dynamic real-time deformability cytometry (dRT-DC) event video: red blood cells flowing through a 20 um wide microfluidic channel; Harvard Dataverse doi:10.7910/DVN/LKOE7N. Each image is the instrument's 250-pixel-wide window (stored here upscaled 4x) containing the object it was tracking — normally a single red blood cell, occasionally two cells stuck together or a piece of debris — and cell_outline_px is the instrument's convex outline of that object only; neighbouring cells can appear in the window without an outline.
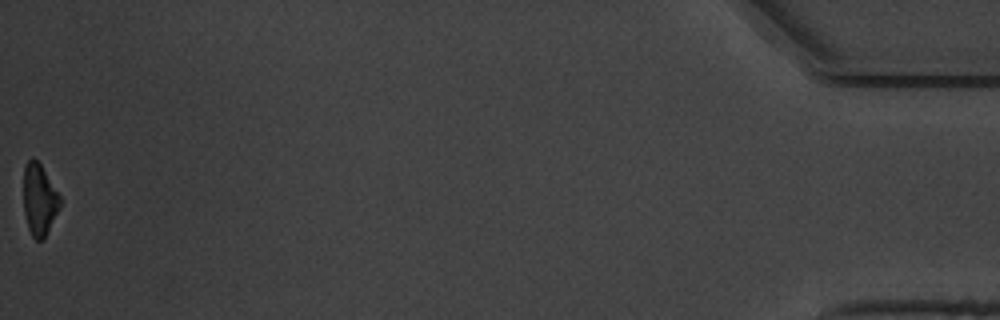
{"species": "common noctule bat (a hibernating species)", "species_latin": "Nyctalus noctula", "temperature_condition": "warm", "stored_images_in_passage": 12, "camera_frame_rate_fps": 3000, "um_per_image_px": 0.085, "animal": {"sex": "male", "body_mass_g": 19.5, "forearm_length_mm": 54.6}, "frame": {"image": 1, "passage_image": 12, "time_ms": 13.667, "image_size_px": [1000, 320], "cell_outline_px": [[60, 208], [44, 240], [36, 240], [32, 236], [28, 228], [24, 212], [24, 164], [32, 156], [40, 164], [60, 196]], "centroid_in_image_um": [3.34, 16.99], "position_along_channel_um": 431.9, "area_um2": 15.2}}